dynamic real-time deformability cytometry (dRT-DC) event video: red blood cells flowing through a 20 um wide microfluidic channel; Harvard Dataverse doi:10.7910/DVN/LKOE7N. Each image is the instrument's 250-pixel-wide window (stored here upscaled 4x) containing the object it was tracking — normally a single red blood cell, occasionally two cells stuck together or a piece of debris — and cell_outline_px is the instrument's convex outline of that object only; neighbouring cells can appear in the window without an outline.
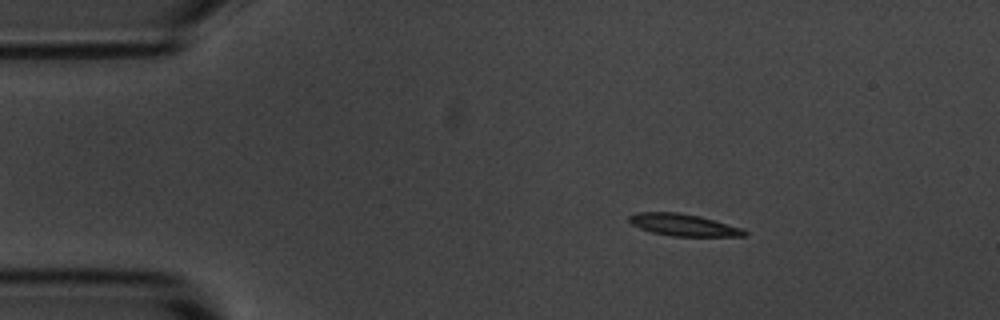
{"species": "common noctule bat (a hibernating species)", "species_latin": "Nyctalus noctula", "temperature_condition": "room temperature", "stored_images_in_passage": 3, "camera_frame_rate_fps": 3000, "um_per_image_px": 0.085, "animal": {"sex": "male", "body_mass_g": 20.1, "forearm_length_mm": 53.5}, "frame": {"image": 1, "passage_image": 1, "time_ms": 0.0, "image_size_px": [1000, 320], "cell_outline_px": [[748, 236], [672, 236], [652, 232], [640, 228], [632, 224], [628, 220], [628, 216], [640, 212], [680, 212], [700, 216], [740, 228], [748, 232]], "centroid_in_image_um": [58.07, 19.11], "position_along_channel_um": 26.9, "area_um2": 14.62}}
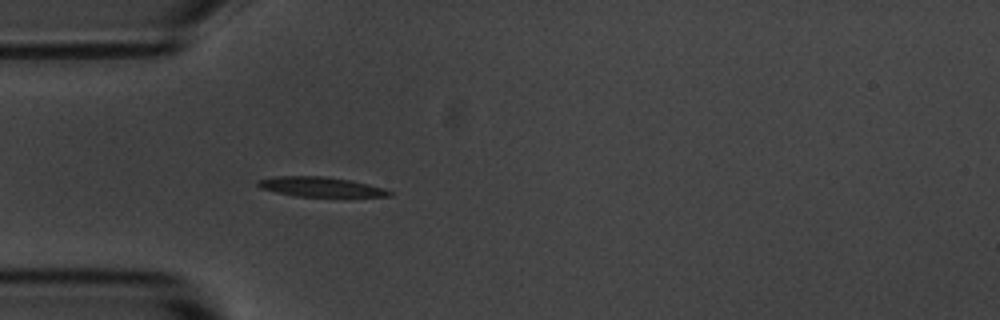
{"frame": {"image": 2, "passage_image": 3, "time_ms": 2.333, "image_size_px": [1000, 320], "cell_outline_px": [[392, 196], [296, 196], [276, 192], [260, 188], [256, 184], [256, 180], [276, 176], [328, 176], [352, 180], [384, 188], [392, 192]], "centroid_in_image_um": [27.22, 15.86], "position_along_channel_um": 57.8, "area_um2": 15.09}}